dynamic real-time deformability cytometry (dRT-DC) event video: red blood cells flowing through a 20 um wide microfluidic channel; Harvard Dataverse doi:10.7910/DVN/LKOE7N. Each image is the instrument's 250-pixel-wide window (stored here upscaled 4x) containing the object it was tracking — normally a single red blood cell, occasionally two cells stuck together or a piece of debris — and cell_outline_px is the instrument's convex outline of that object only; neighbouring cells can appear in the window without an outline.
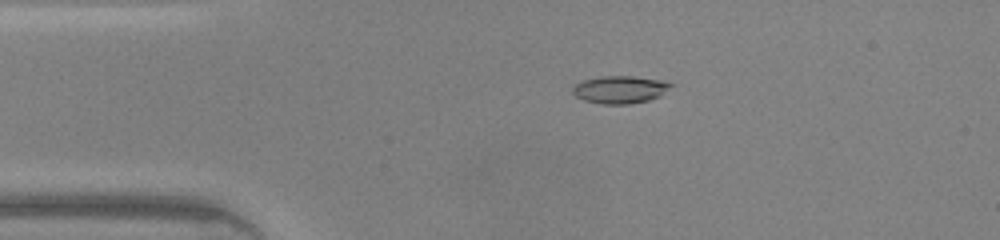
{"species": "common noctule bat (a hibernating species)", "species_latin": "Nyctalus noctula", "temperature_condition": "warm", "stored_images_in_passage": 45, "camera_frame_rate_fps": 3000, "um_per_image_px": 0.085, "animal": {"sex": "male", "body_mass_g": 20.0, "forearm_length_mm": 53.3}, "frame": {"image": 1, "passage_image": 9, "time_ms": 2.667, "image_size_px": [1000, 240], "cell_outline_px": [[676, 84], [660, 96], [648, 100], [628, 104], [600, 104], [584, 100], [576, 96], [572, 92], [572, 88], [576, 84], [584, 80], [600, 76], [632, 76], [660, 80]], "centroid_in_image_um": [52.72, 7.61], "position_along_channel_um": 32.3, "area_um2": 15.78}}
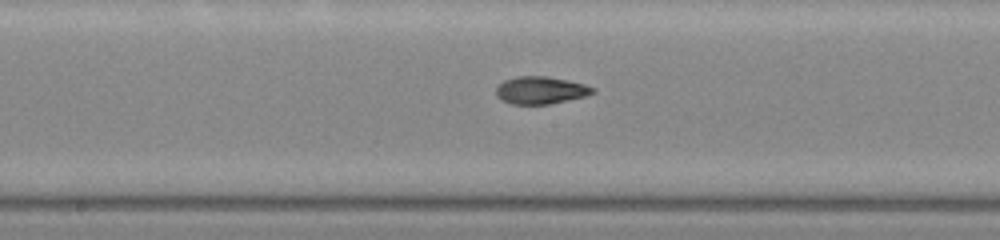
{"frame": {"image": 2, "passage_image": 23, "time_ms": 7.333, "image_size_px": [1000, 240], "cell_outline_px": [[596, 92], [584, 96], [548, 104], [512, 104], [500, 100], [496, 96], [496, 88], [504, 80], [516, 76], [548, 76], [568, 80], [584, 84], [596, 88]], "centroid_in_image_um": [45.94, 7.66], "position_along_channel_um": 202.3, "area_um2": 15.49}}
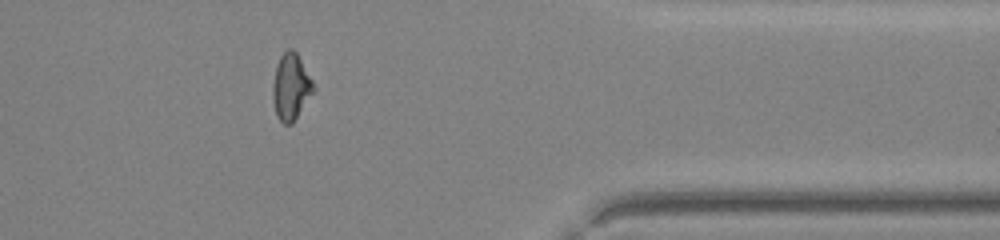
{"frame": {"image": 3, "passage_image": 37, "time_ms": 12.0, "image_size_px": [1000, 240], "cell_outline_px": [[316, 88], [292, 124], [284, 124], [276, 116], [272, 96], [272, 84], [276, 64], [280, 56], [288, 48], [292, 48], [296, 52], [312, 80]], "centroid_in_image_um": [24.71, 7.38], "position_along_channel_um": 386.7, "area_um2": 15.78}, "authors_computed_cell_mechanics": {"area_um2": 15.4904, "velocity_mm_per_s": 4.4287, "shape_relaxation_time_tau1_ms": null, "shape_relaxation_time_tau2_ms": 3.1086, "deformation_change_tau1": null, "deformation_change_tau2": 0.0912}}